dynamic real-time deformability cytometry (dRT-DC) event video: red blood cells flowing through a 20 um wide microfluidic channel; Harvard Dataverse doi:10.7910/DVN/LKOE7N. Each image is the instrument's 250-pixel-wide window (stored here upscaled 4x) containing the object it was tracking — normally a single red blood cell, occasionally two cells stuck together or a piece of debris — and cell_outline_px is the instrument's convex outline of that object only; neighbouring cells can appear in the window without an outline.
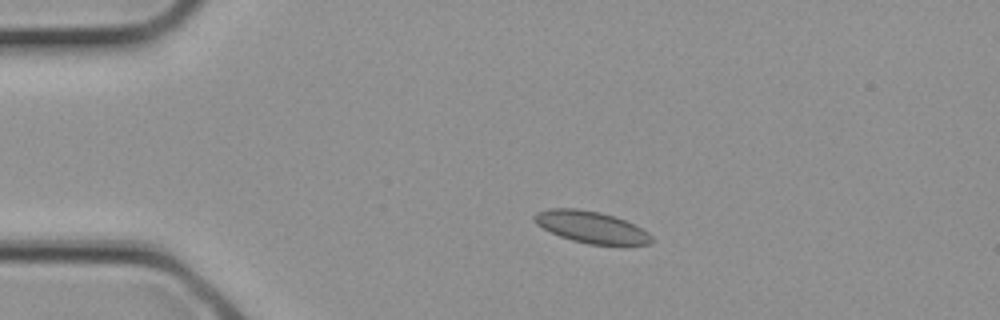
{"species": "common noctule bat (a hibernating species)", "species_latin": "Nyctalus noctula", "temperature_condition": "cold", "stored_images_in_passage": 3, "camera_frame_rate_fps": 3000, "um_per_image_px": 0.085, "animal": {"sex": "female", "body_mass_g": 21.9}, "frame": {"image": 1, "passage_image": 2, "time_ms": 0.333, "image_size_px": [1000, 320], "cell_outline_px": [[652, 240], [648, 244], [624, 248], [588, 244], [572, 240], [560, 236], [536, 224], [532, 220], [532, 216], [536, 212], [548, 208], [576, 208], [600, 212], [616, 216], [648, 232], [652, 236]], "centroid_in_image_um": [50.29, 19.34], "position_along_channel_um": 34.7, "area_um2": 22.37}}